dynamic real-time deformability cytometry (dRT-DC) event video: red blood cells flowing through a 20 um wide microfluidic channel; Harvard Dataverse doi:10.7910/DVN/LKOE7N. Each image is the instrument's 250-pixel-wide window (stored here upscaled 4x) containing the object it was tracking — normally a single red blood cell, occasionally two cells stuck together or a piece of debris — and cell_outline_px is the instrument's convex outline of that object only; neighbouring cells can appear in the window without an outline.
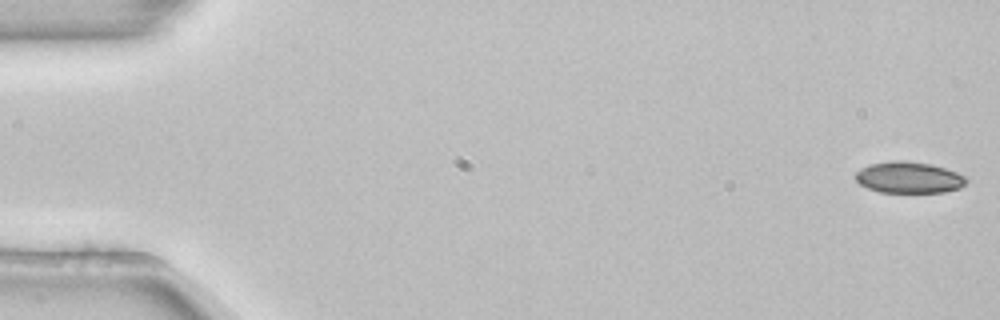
{"species": "common noctule bat (a hibernating species)", "species_latin": "Nyctalus noctula", "temperature_condition": "room temperature", "stored_images_in_passage": 53, "camera_frame_rate_fps": 3000, "um_per_image_px": 0.085, "animal": {"sex": "female", "body_mass_g": 22.7, "forearm_length_mm": 54.2}, "frame": {"image": 1, "passage_image": 1, "time_ms": 0.0, "image_size_px": [1000, 320], "cell_outline_px": [[968, 180], [960, 188], [944, 192], [880, 192], [868, 188], [860, 184], [856, 180], [856, 172], [860, 168], [868, 164], [896, 160], [900, 160], [932, 164], [968, 176]], "centroid_in_image_um": [77.26, 15.08], "position_along_channel_um": 7.7, "area_um2": 20.29}}
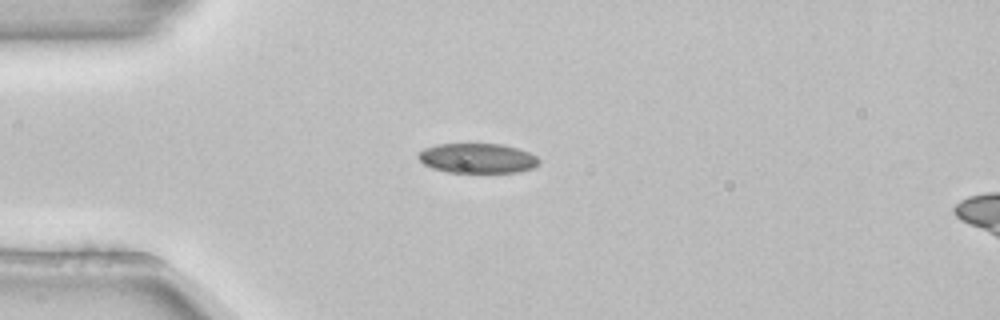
{"frame": {"image": 2, "passage_image": 14, "time_ms": 4.333, "image_size_px": [1000, 320], "cell_outline_px": [[540, 160], [532, 168], [516, 172], [448, 172], [432, 168], [424, 164], [416, 156], [424, 148], [436, 144], [504, 144], [528, 152], [536, 156]], "centroid_in_image_um": [40.55, 13.44], "position_along_channel_um": 44.5, "area_um2": 20.81}}
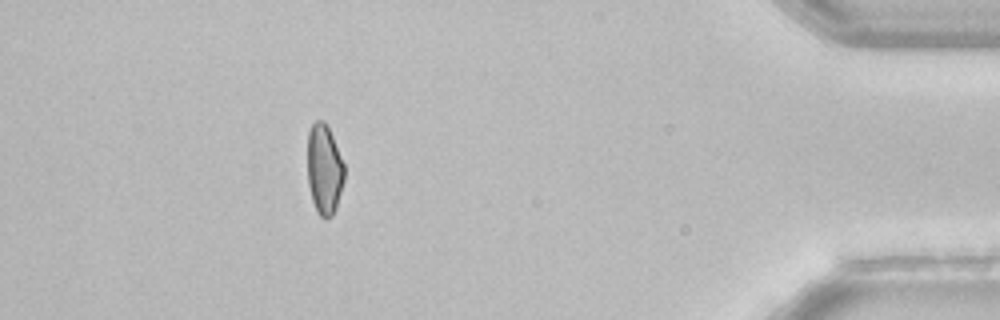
{"frame": {"image": 3, "passage_image": 48, "time_ms": 15.667, "image_size_px": [1000, 320], "cell_outline_px": [[344, 180], [336, 208], [332, 216], [324, 220], [316, 212], [312, 200], [308, 184], [308, 132], [312, 124], [316, 120], [324, 120], [332, 136], [344, 164]], "centroid_in_image_um": [27.55, 14.43], "position_along_channel_um": 407.6, "area_um2": 19.36}, "authors_computed_cell_mechanics": {"area_um2": 20.5768, "velocity_mm_per_s": 3.8739, "shape_relaxation_time_tau1_ms": 6.8617, "shape_relaxation_time_tau2_ms": null, "deformation_change_tau1": 0.1345, "deformation_change_tau2": null}}